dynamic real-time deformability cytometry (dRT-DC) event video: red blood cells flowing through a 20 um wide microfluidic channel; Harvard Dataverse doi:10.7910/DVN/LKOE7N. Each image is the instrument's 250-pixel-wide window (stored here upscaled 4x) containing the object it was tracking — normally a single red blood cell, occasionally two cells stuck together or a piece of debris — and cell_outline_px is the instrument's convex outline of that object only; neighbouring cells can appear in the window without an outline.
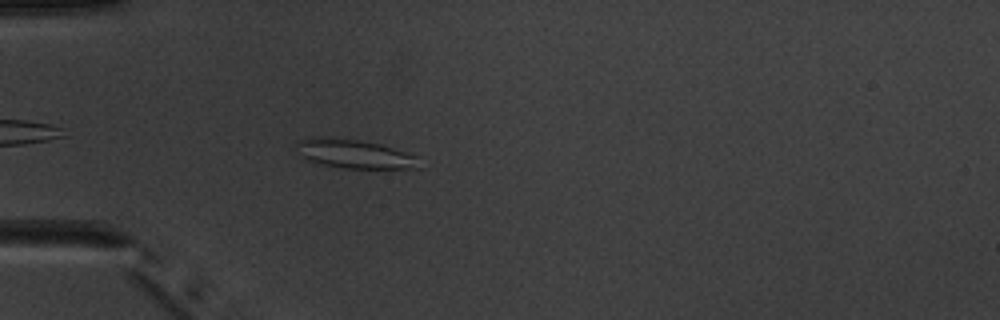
{"species": "common noctule bat (a hibernating species)", "species_latin": "Nyctalus noctula", "temperature_condition": "warm", "stored_images_in_passage": 3, "camera_frame_rate_fps": 3000, "um_per_image_px": 0.085, "animal": {"sex": "male", "body_mass_g": 20.1, "forearm_length_mm": 53.5}, "frame": {"image": 1, "passage_image": 3, "time_ms": 2.333, "image_size_px": [1000, 320], "cell_outline_px": [[420, 168], [340, 168], [320, 164], [304, 160], [296, 152], [296, 140], [312, 136], [332, 136], [360, 140], [380, 144], [416, 156]], "centroid_in_image_um": [29.97, 13.06], "position_along_channel_um": 55.0, "area_um2": 21.1}}